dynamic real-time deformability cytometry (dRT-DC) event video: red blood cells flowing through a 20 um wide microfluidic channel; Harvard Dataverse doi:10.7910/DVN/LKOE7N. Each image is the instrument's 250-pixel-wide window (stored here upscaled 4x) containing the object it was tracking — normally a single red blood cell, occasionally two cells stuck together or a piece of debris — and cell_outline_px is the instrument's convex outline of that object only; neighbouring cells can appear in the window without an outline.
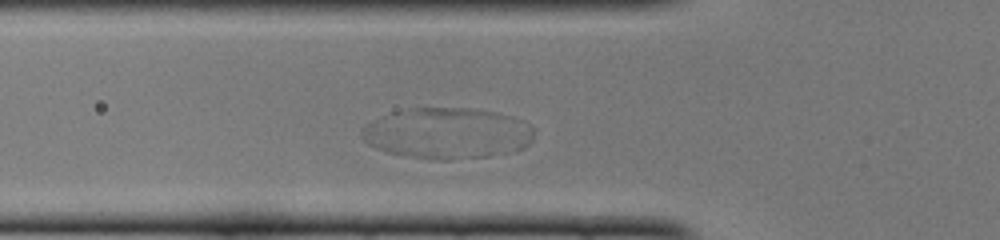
{"species": "common noctule bat (a hibernating species)", "species_latin": "Nyctalus noctula", "temperature_condition": "cold", "stored_images_in_passage": 31, "camera_frame_rate_fps": 3000, "um_per_image_px": 0.085, "animal": {"sex": "female", "body_mass_g": 22.0, "forearm_length_mm": 56.7}, "frame": {"image": 1, "passage_image": 6, "time_ms": 1.667, "image_size_px": [1000, 240], "cell_outline_px": [[452, 160], [428, 160], [388, 152], [376, 148], [368, 144], [364, 140], [360, 128], [364, 124], [392, 112], [404, 112], [452, 156]], "centroid_in_image_um": [34.22, 11.71], "position_along_channel_um": 91.6, "area_um2": 18.55}}
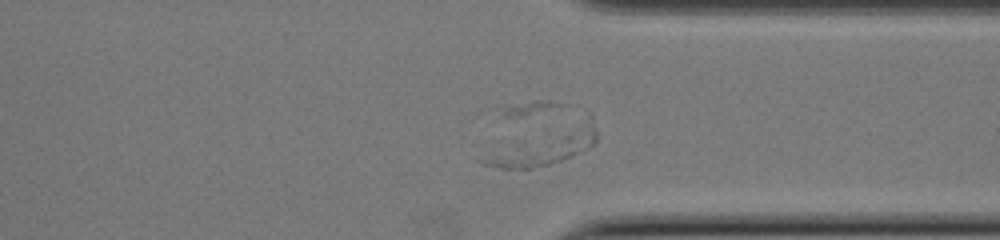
{"frame": {"image": 2, "passage_image": 27, "time_ms": 8.667, "image_size_px": [1000, 240], "cell_outline_px": [[596, 144], [572, 156], [548, 164], [528, 168], [500, 168], [480, 164], [476, 160], [588, 116], [592, 116], [596, 128]], "centroid_in_image_um": [46.44, 12.48], "position_along_channel_um": 365.0, "area_um2": 21.85}}